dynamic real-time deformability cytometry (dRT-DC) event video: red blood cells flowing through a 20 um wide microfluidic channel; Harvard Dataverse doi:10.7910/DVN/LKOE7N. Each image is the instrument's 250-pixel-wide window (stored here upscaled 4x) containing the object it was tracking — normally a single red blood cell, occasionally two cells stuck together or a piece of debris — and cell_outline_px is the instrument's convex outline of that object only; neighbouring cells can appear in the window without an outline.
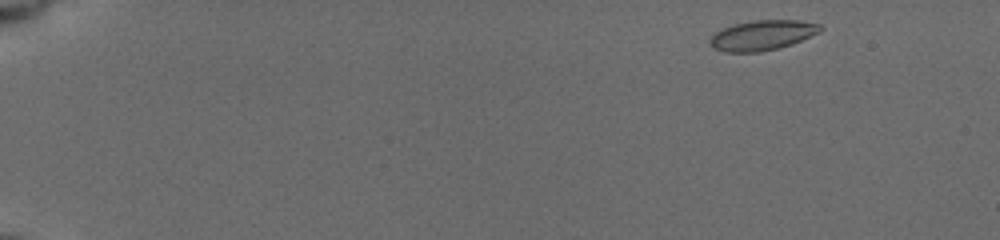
{"species": "common noctule bat (a hibernating species)", "species_latin": "Nyctalus noctula", "temperature_condition": "cold", "stored_images_in_passage": 52, "camera_frame_rate_fps": 3000, "um_per_image_px": 0.085, "animal": {"sex": "female", "body_mass_g": 19.5, "forearm_length_mm": 54.1}, "frame": {"image": 1, "passage_image": 2, "time_ms": 0.333, "image_size_px": [1000, 240], "cell_outline_px": [[824, 28], [820, 32], [792, 44], [760, 52], [724, 52], [712, 48], [712, 36], [716, 32], [724, 28], [736, 24], [752, 20], [796, 20], [820, 24]], "centroid_in_image_um": [64.84, 2.99], "position_along_channel_um": 20.2, "area_um2": 19.07}}
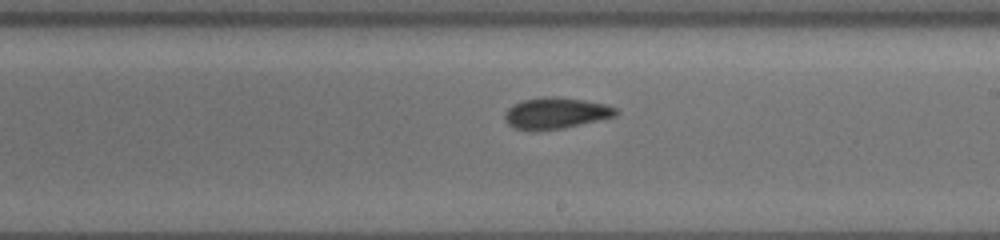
{"frame": {"image": 2, "passage_image": 31, "time_ms": 10.0, "image_size_px": [1000, 240], "cell_outline_px": [[620, 112], [616, 116], [564, 128], [532, 132], [516, 128], [508, 124], [504, 120], [504, 112], [512, 104], [524, 100], [544, 96], [556, 96], [584, 100], [608, 104], [616, 108]], "centroid_in_image_um": [47.23, 9.62], "position_along_channel_um": 241.8, "area_um2": 20.63}}
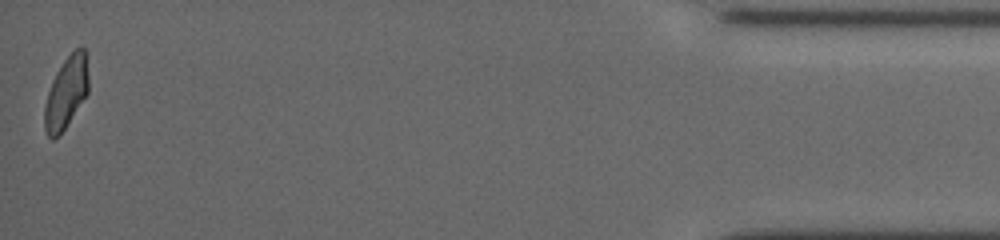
{"frame": {"image": 3, "passage_image": 52, "time_ms": 17.0, "image_size_px": [1000, 240], "cell_outline_px": [[88, 92], [64, 128], [52, 140], [48, 136], [44, 128], [44, 108], [48, 92], [52, 80], [56, 72], [64, 60], [76, 48], [84, 48], [88, 76]], "centroid_in_image_um": [5.61, 7.87], "position_along_channel_um": 429.6, "area_um2": 17.86}, "authors_computed_cell_mechanics": {"area_um2": 19.5653, "velocity_mm_per_s": 3.7427, "shape_relaxation_time_tau1_ms": null, "shape_relaxation_time_tau2_ms": 3.8179, "deformation_change_tau1": null, "deformation_change_tau2": 0.0703}}